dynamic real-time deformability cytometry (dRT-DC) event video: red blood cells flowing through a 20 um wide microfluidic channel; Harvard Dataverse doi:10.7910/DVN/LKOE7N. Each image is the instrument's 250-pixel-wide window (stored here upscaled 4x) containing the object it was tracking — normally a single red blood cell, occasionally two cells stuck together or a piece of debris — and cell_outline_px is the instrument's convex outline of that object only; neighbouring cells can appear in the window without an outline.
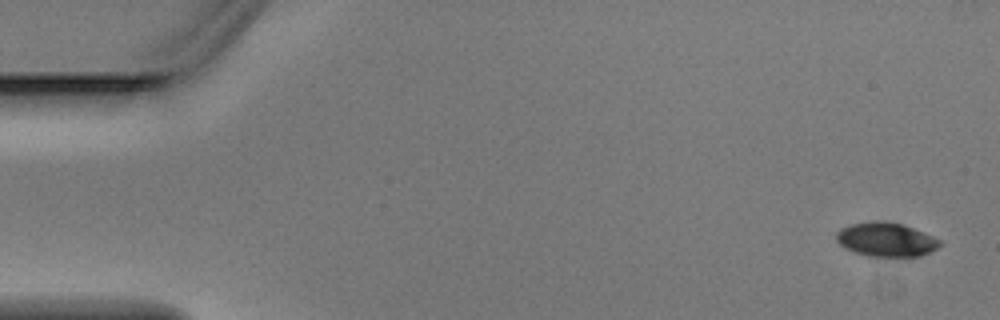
{"species": "Egyptian fruit bat (a non-hibernating species)", "species_latin": "Rousettus aegyptiacus", "temperature_condition": "warm", "stored_images_in_passage": 4, "camera_frame_rate_fps": 3000, "um_per_image_px": 0.085, "animal": {"sex": "male"}, "frame": {"image": 1, "passage_image": 1, "time_ms": 0.0, "image_size_px": [1000, 320], "cell_outline_px": [[944, 244], [920, 256], [868, 256], [844, 248], [836, 240], [836, 232], [840, 228], [852, 224], [872, 220], [888, 220], [904, 224], [924, 232], [940, 240]], "centroid_in_image_um": [75.31, 20.33], "position_along_channel_um": 9.7, "area_um2": 20.69}}
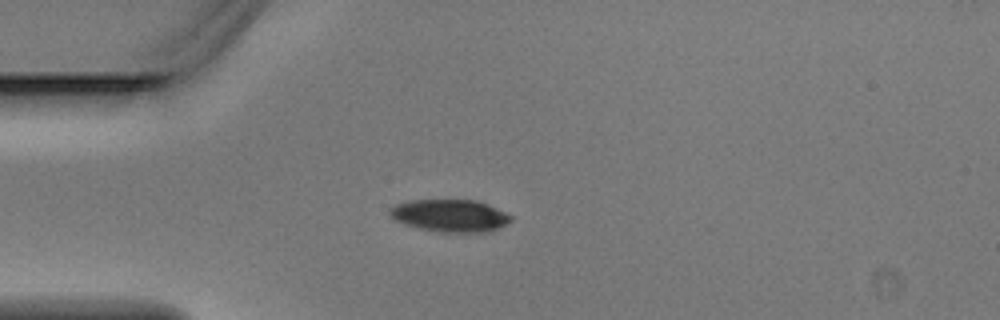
{"frame": {"image": 2, "passage_image": 4, "time_ms": 1.0, "image_size_px": [1000, 320], "cell_outline_px": [[512, 220], [500, 228], [488, 232], [440, 232], [420, 228], [396, 220], [388, 212], [388, 208], [396, 204], [408, 200], [476, 200], [488, 204], [512, 216]], "centroid_in_image_um": [38.27, 18.32], "position_along_channel_um": 46.7, "area_um2": 22.77}}